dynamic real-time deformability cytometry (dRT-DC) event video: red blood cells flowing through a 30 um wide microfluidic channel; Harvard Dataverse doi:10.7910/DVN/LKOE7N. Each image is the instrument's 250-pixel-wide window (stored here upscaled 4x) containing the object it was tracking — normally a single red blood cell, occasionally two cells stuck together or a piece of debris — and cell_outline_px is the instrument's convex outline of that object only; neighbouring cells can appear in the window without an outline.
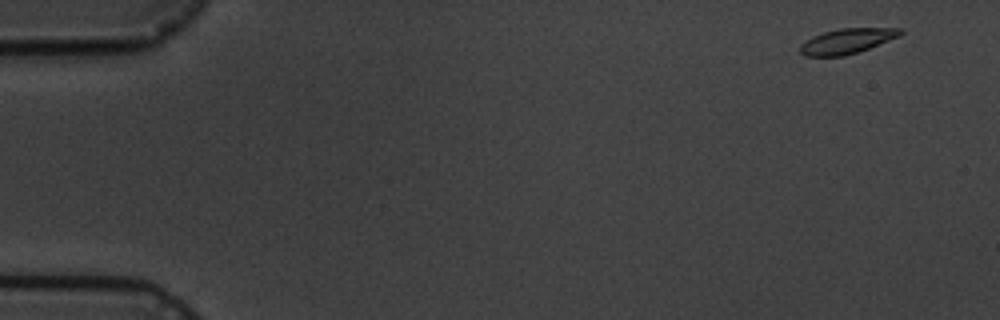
{"species": "common noctule bat (a hibernating species)", "species_latin": "Nyctalus noctula", "temperature_condition": "cold", "stored_images_in_passage": 5, "camera_frame_rate_fps": 3000, "um_per_image_px": 0.085, "animal": {"sex": "male", "body_mass_g": 19.5, "forearm_length_mm": 54.6}, "frame": {"image": 1, "passage_image": 1, "time_ms": 0.0, "image_size_px": [1000, 320], "cell_outline_px": [[904, 32], [900, 36], [868, 48], [844, 56], [804, 56], [800, 52], [800, 44], [804, 40], [812, 36], [824, 32], [840, 28], [904, 28]], "centroid_in_image_um": [71.98, 3.48], "position_along_channel_um": 13.0, "area_um2": 14.68}}
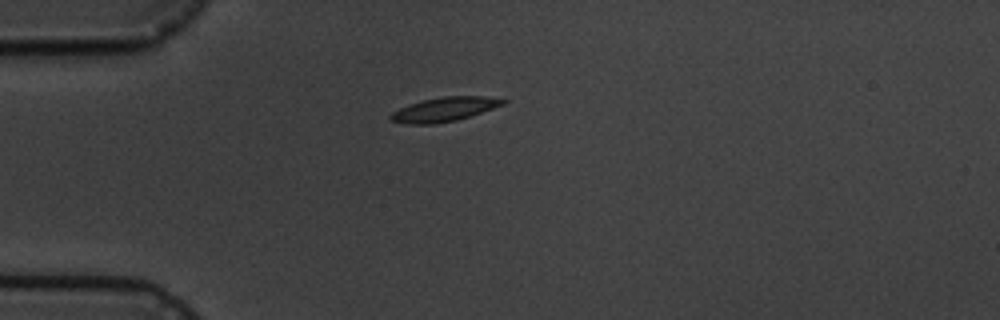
{"frame": {"image": 2, "passage_image": 4, "time_ms": 4.0, "image_size_px": [1000, 320], "cell_outline_px": [[508, 100], [504, 104], [456, 120], [432, 124], [408, 124], [392, 120], [388, 116], [392, 112], [408, 104], [424, 100], [444, 96], [484, 96]], "centroid_in_image_um": [37.74, 9.29], "position_along_channel_um": 47.3, "area_um2": 15.49}}